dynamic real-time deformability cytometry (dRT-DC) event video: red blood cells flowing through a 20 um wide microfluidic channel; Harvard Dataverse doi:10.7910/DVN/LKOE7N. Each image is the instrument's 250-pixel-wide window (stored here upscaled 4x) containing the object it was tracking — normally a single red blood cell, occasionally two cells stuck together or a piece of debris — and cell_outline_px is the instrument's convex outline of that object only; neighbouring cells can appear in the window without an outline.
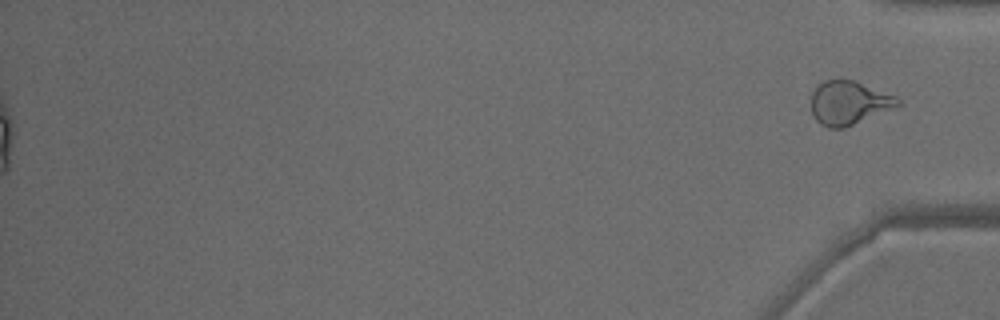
{"species": "common noctule bat (a hibernating species)", "species_latin": "Nyctalus noctula", "temperature_condition": "warm", "stored_images_in_passage": 50, "segment_of_instrument_passage": [2, 2], "camera_frame_rate_fps": 3000, "um_per_image_px": 0.085, "animal": {"sex": "male", "body_mass_g": 18.8}, "frame": {"image": 1, "passage_image": 50, "time_ms": 16.333, "image_size_px": [1000, 320], "cell_outline_px": [[900, 104], [892, 108], [844, 128], [828, 128], [820, 124], [816, 120], [812, 112], [812, 92], [824, 80], [852, 80], [896, 96], [900, 100]], "centroid_in_image_um": [72.13, 8.75], "position_along_channel_um": 363.1, "area_um2": 21.56}}